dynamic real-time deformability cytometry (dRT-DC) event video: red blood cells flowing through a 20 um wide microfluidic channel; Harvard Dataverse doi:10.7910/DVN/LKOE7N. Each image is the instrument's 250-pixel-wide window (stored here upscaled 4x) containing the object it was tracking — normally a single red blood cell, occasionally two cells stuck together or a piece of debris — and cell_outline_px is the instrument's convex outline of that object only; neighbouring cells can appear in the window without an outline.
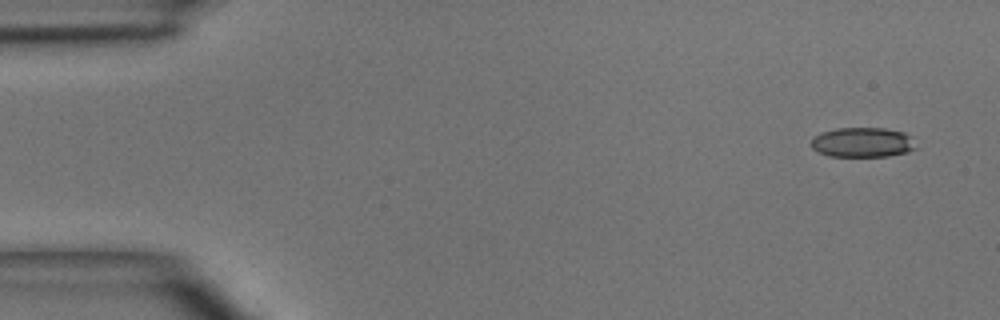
{"species": "common noctule bat (a hibernating species)", "species_latin": "Nyctalus noctula", "temperature_condition": "room temperature", "stored_images_in_passage": 4, "camera_frame_rate_fps": 3000, "um_per_image_px": 0.085, "animal": {"sex": "male", "body_mass_g": 15.6}, "frame": {"image": 1, "passage_image": 1, "time_ms": 0.0, "image_size_px": [1000, 320], "cell_outline_px": [[916, 148], [908, 152], [888, 156], [828, 156], [812, 148], [812, 136], [836, 128], [884, 128], [904, 132], [912, 136]], "centroid_in_image_um": [73.34, 12.09], "position_along_channel_um": 11.7, "area_um2": 18.21}}
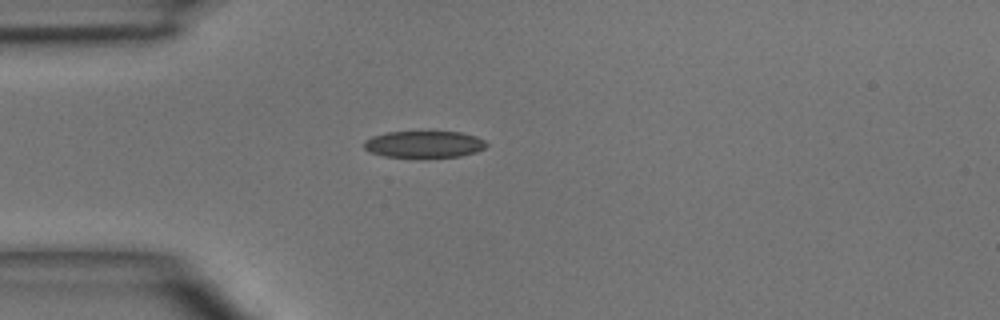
{"frame": {"image": 2, "passage_image": 4, "time_ms": 3.333, "image_size_px": [1000, 320], "cell_outline_px": [[488, 144], [484, 148], [476, 152], [460, 156], [384, 156], [372, 152], [364, 148], [364, 140], [372, 136], [388, 132], [460, 132], [476, 136], [484, 140]], "centroid_in_image_um": [36.06, 12.24], "position_along_channel_um": 48.9, "area_um2": 18.67}}